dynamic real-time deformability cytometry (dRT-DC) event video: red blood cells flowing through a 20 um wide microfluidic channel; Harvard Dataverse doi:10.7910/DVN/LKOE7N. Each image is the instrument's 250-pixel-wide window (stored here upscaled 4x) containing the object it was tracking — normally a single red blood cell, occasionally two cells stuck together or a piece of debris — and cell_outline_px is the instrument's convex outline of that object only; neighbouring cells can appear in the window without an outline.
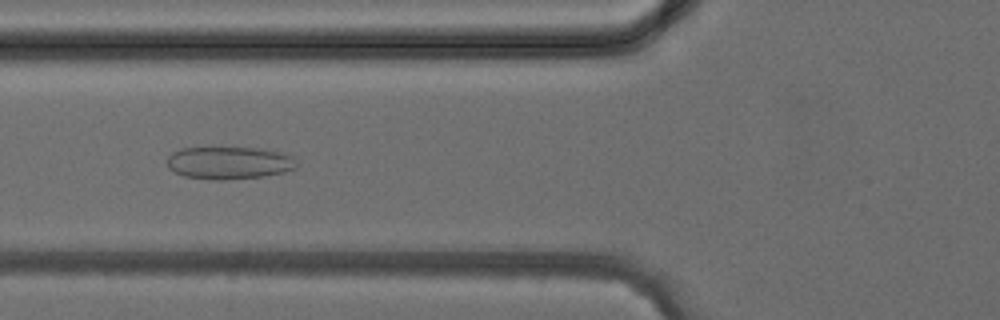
{"species": "common noctule bat (a hibernating species)", "species_latin": "Nyctalus noctula", "temperature_condition": "cold", "stored_images_in_passage": 4, "camera_frame_rate_fps": 3000, "um_per_image_px": 0.085, "animal": {"sex": "female", "body_mass_g": 24.6, "forearm_length_mm": 56.2}, "frame": {"image": 1, "passage_image": 3, "time_ms": 3.0, "image_size_px": [1000, 320], "cell_outline_px": [[296, 168], [284, 172], [264, 176], [220, 180], [212, 180], [184, 176], [168, 168], [168, 156], [172, 152], [180, 148], [256, 148], [276, 152], [292, 156], [296, 164]], "centroid_in_image_um": [19.43, 13.85], "position_along_channel_um": 106.4, "area_um2": 24.28}}